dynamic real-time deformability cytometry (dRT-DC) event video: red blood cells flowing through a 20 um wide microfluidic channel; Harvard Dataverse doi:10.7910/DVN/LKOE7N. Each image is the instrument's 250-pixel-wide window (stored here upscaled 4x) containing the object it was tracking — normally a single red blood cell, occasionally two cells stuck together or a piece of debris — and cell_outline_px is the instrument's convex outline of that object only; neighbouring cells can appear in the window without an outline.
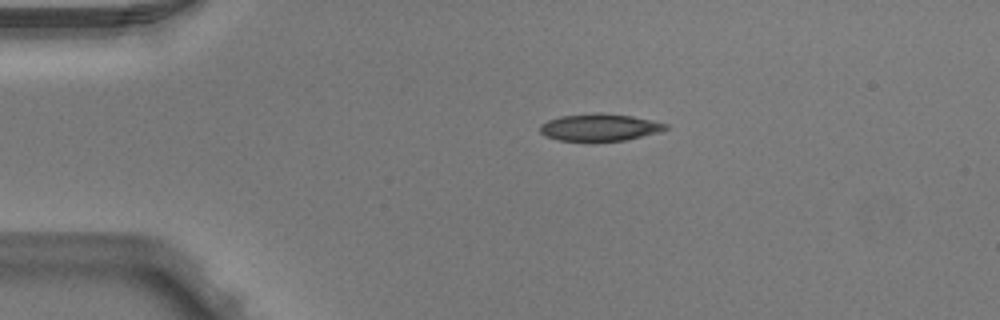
{"species": "Egyptian fruit bat (a non-hibernating species)", "species_latin": "Rousettus aegyptiacus", "temperature_condition": "warm", "stored_images_in_passage": 2, "camera_frame_rate_fps": 3000, "um_per_image_px": 0.085, "animal": {"sex": "male"}, "frame": {"image": 1, "passage_image": 1, "time_ms": 0.0, "image_size_px": [1000, 320], "cell_outline_px": [[668, 128], [660, 132], [624, 140], [560, 140], [544, 136], [540, 132], [540, 124], [548, 120], [560, 116], [600, 112], [632, 116], [652, 120], [668, 124]], "centroid_in_image_um": [50.97, 10.8], "position_along_channel_um": 34.0, "area_um2": 19.71}}